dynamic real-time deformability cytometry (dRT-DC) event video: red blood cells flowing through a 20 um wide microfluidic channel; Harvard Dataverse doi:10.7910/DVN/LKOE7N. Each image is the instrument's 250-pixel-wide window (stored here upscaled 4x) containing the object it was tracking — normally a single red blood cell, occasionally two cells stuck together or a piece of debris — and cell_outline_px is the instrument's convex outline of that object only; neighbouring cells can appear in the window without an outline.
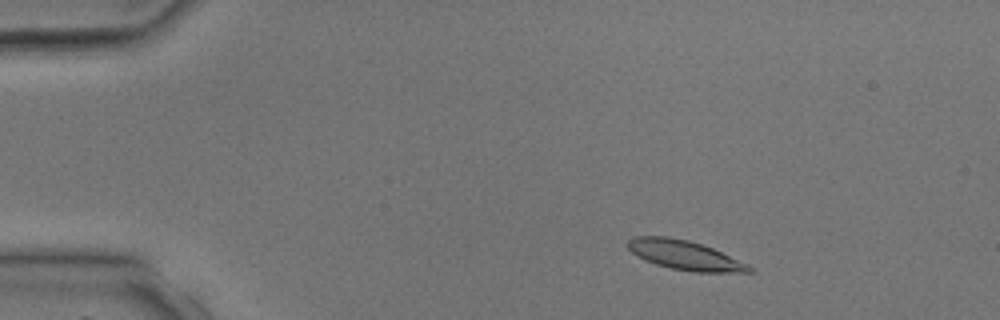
{"species": "common noctule bat (a hibernating species)", "species_latin": "Nyctalus noctula", "temperature_condition": "room temperature", "stored_images_in_passage": 2, "camera_frame_rate_fps": 3000, "um_per_image_px": 0.085, "animal": {"sex": "male", "body_mass_g": 17.9, "forearm_length_mm": 54.2}, "frame": {"image": 1, "passage_image": 1, "time_ms": 0.0, "image_size_px": [1000, 320], "cell_outline_px": [[756, 272], [692, 272], [672, 268], [656, 264], [644, 260], [636, 256], [624, 244], [628, 240], [636, 236], [668, 236], [688, 240], [712, 248], [748, 264], [756, 268]], "centroid_in_image_um": [58.2, 21.69], "position_along_channel_um": 26.8, "area_um2": 20.87}}